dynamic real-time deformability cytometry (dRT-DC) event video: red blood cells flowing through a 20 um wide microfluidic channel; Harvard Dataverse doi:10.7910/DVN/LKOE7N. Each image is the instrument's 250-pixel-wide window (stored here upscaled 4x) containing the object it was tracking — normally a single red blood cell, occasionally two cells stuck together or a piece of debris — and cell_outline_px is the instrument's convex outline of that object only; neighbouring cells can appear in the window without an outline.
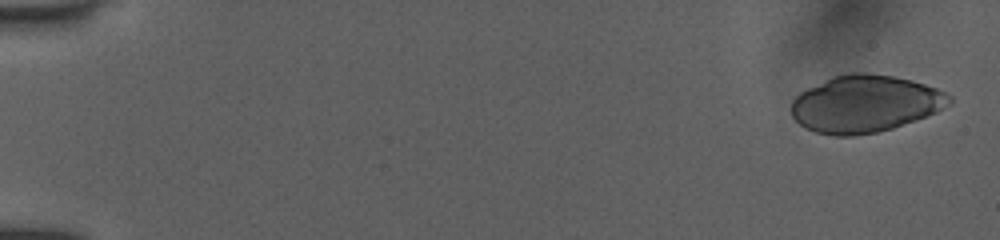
{"species": "human", "species_latin": "Homo sapiens", "temperature_condition": "room temperature", "stored_images_in_passage": 36, "camera_frame_rate_fps": 3000, "um_per_image_px": 0.085, "donor": {"sex": "female"}, "frame": {"image": 1, "passage_image": 1, "time_ms": 0.0, "image_size_px": [1000, 240], "cell_outline_px": [[952, 104], [936, 112], [916, 120], [892, 128], [876, 132], [852, 136], [832, 136], [816, 132], [804, 128], [792, 116], [792, 100], [800, 92], [832, 76], [848, 72], [864, 72], [892, 76], [912, 80], [936, 88], [952, 96]], "centroid_in_image_um": [73.53, 8.82], "position_along_channel_um": 11.5, "area_um2": 52.71}}
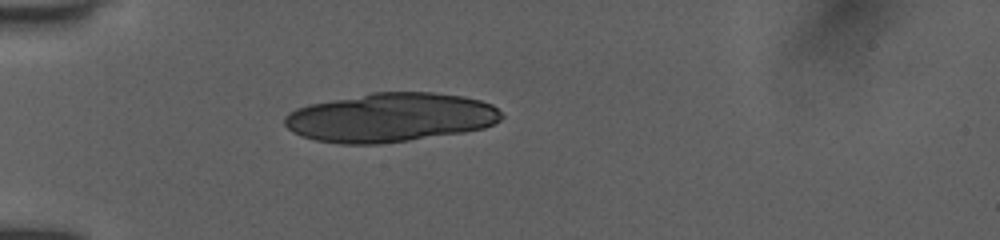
{"frame": {"image": 2, "passage_image": 10, "time_ms": 4.667, "image_size_px": [1000, 240], "cell_outline_px": [[504, 116], [500, 120], [484, 128], [464, 132], [380, 144], [340, 144], [316, 140], [292, 132], [284, 124], [284, 116], [288, 112], [296, 108], [308, 104], [372, 92], [432, 92], [464, 96], [480, 100], [492, 104]], "centroid_in_image_um": [33.17, 9.98], "position_along_channel_um": 51.8, "area_um2": 62.02}}